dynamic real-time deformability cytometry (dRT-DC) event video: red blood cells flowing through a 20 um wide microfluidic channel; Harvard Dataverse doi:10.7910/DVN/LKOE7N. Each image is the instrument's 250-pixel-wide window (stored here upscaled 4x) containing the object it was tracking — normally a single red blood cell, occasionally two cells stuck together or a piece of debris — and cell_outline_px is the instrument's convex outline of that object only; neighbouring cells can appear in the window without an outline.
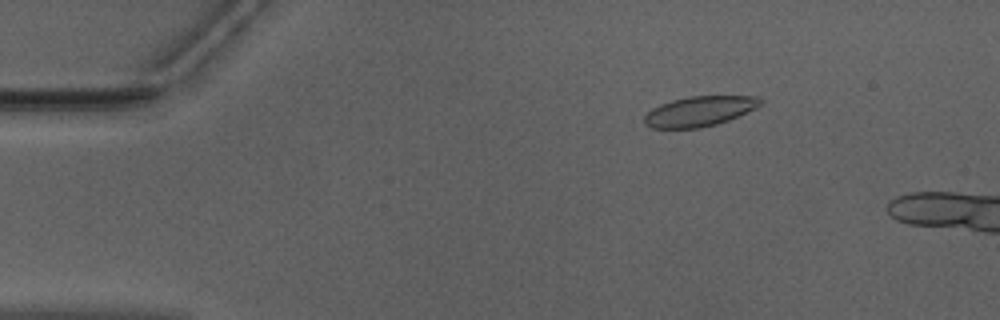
{"species": "Egyptian fruit bat (a non-hibernating species)", "species_latin": "Rousettus aegyptiacus", "temperature_condition": "warm", "stored_images_in_passage": 7, "camera_frame_rate_fps": 3000, "um_per_image_px": 0.085, "animal": {"sex": "male"}, "frame": {"image": 1, "passage_image": 1, "time_ms": 0.0, "image_size_px": [1000, 320], "cell_outline_px": [[764, 100], [756, 108], [728, 120], [716, 124], [700, 128], [652, 128], [644, 124], [644, 116], [652, 108], [660, 104], [672, 100], [688, 96], [760, 96]], "centroid_in_image_um": [59.45, 9.45], "position_along_channel_um": 25.5, "area_um2": 20.35}}